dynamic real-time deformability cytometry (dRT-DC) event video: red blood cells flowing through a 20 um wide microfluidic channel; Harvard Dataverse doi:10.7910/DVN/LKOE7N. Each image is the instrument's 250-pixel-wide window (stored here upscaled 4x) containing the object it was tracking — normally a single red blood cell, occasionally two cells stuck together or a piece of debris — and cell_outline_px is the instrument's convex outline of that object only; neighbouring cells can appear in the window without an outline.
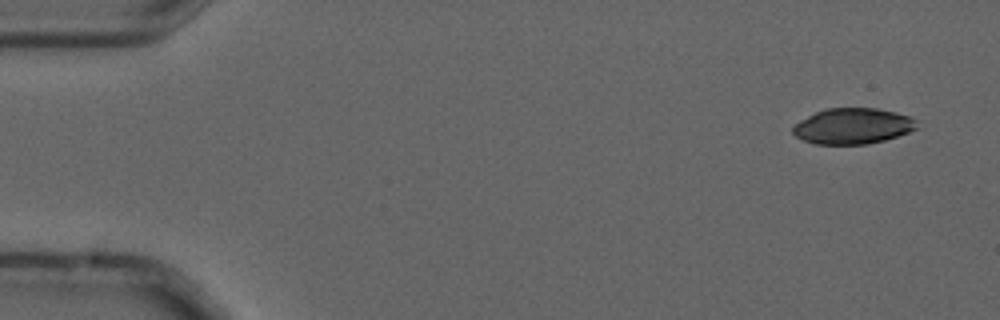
{"species": "common noctule bat (a hibernating species)", "species_latin": "Nyctalus noctula", "temperature_condition": "cold", "stored_images_in_passage": 4, "camera_frame_rate_fps": 3000, "um_per_image_px": 0.085, "animal": {"sex": "male", "forearm_length_mm": 52.5}, "frame": {"image": 1, "passage_image": 1, "time_ms": 0.0, "image_size_px": [1000, 320], "cell_outline_px": [[920, 128], [884, 140], [868, 144], [816, 144], [804, 140], [796, 136], [792, 132], [792, 128], [800, 120], [816, 112], [828, 108], [876, 108], [896, 112], [908, 116], [916, 120]], "centroid_in_image_um": [72.51, 10.71], "position_along_channel_um": 12.5, "area_um2": 25.78}}
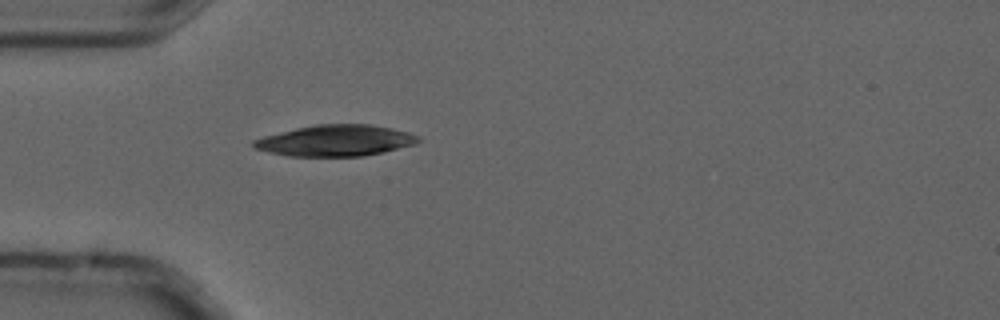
{"frame": {"image": 2, "passage_image": 4, "time_ms": 1.0, "image_size_px": [1000, 320], "cell_outline_px": [[420, 140], [416, 144], [384, 152], [364, 156], [288, 156], [256, 148], [252, 144], [252, 140], [264, 136], [296, 128], [316, 124], [368, 124], [392, 128], [408, 132], [420, 136]], "centroid_in_image_um": [28.57, 11.94], "position_along_channel_um": 56.4, "area_um2": 29.82}}